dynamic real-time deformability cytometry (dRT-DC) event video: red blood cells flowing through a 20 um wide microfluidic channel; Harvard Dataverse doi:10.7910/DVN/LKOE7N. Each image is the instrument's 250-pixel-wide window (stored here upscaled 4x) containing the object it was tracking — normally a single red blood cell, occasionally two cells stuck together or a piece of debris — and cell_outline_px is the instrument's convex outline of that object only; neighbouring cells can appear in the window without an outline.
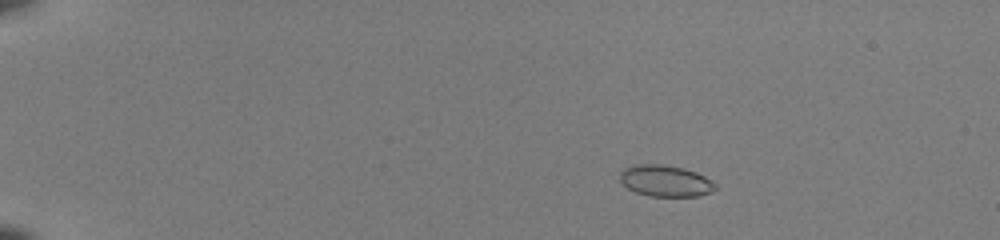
{"species": "common noctule bat (a hibernating species)", "species_latin": "Nyctalus noctula", "temperature_condition": "room temperature", "stored_images_in_passage": 52, "camera_frame_rate_fps": 3000, "um_per_image_px": 0.085, "animal": {"sex": "female", "body_mass_g": 22.0, "forearm_length_mm": 56.7}, "frame": {"image": 1, "passage_image": 10, "time_ms": 3.0, "image_size_px": [1000, 240], "cell_outline_px": [[716, 188], [712, 192], [696, 196], [648, 196], [636, 192], [628, 188], [620, 180], [620, 172], [624, 168], [636, 164], [664, 164], [684, 168], [696, 172], [712, 180], [716, 184]], "centroid_in_image_um": [56.57, 15.37], "position_along_channel_um": 28.4, "area_um2": 17.51}}
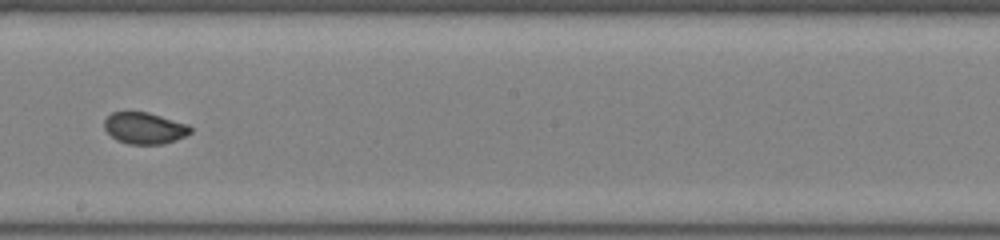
{"frame": {"image": 2, "passage_image": 33, "time_ms": 10.667, "image_size_px": [1000, 240], "cell_outline_px": [[192, 132], [184, 136], [160, 144], [128, 144], [116, 140], [104, 128], [104, 120], [112, 112], [148, 112], [188, 124], [192, 128]], "centroid_in_image_um": [12.27, 10.88], "position_along_channel_um": 235.9, "area_um2": 15.66}}
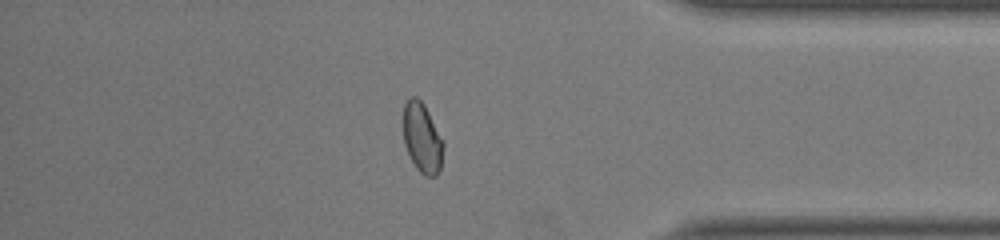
{"frame": {"image": 3, "passage_image": 46, "time_ms": 15.0, "image_size_px": [1000, 240], "cell_outline_px": [[444, 148], [440, 172], [436, 176], [424, 176], [416, 168], [404, 144], [404, 104], [408, 96], [416, 96], [424, 104], [444, 140]], "centroid_in_image_um": [35.91, 11.72], "position_along_channel_um": 399.3, "area_um2": 16.53}, "authors_computed_cell_mechanics": {"area_um2": 16.8776, "velocity_mm_per_s": 4.0954, "shape_relaxation_time_tau1_ms": 7.9557, "shape_relaxation_time_tau2_ms": null, "deformation_change_tau1": 0.1821, "deformation_change_tau2": null}}